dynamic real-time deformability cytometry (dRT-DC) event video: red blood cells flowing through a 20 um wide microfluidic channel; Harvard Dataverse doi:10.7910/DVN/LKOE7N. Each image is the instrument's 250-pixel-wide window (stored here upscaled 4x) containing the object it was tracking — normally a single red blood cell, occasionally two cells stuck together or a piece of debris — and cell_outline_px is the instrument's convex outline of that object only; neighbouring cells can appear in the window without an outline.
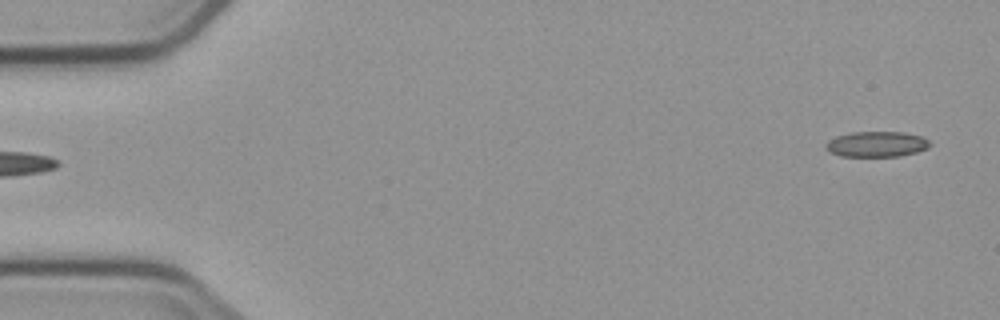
{"species": "common noctule bat (a hibernating species)", "species_latin": "Nyctalus noctula", "temperature_condition": "cold", "stored_images_in_passage": 5, "segment_of_instrument_passage": [2, 2], "camera_frame_rate_fps": 3000, "um_per_image_px": 0.085, "animal": {"sex": "male", "body_mass_g": 23.1, "forearm_length_mm": 52.7}, "frame": {"image": 1, "passage_image": 5, "time_ms": 6.0, "image_size_px": [1000, 320], "cell_outline_px": [[932, 144], [928, 148], [916, 152], [900, 156], [840, 156], [828, 152], [824, 148], [824, 144], [828, 140], [836, 136], [852, 132], [904, 132], [924, 136]], "centroid_in_image_um": [74.5, 12.25], "position_along_channel_um": 10.5, "area_um2": 15.72}}